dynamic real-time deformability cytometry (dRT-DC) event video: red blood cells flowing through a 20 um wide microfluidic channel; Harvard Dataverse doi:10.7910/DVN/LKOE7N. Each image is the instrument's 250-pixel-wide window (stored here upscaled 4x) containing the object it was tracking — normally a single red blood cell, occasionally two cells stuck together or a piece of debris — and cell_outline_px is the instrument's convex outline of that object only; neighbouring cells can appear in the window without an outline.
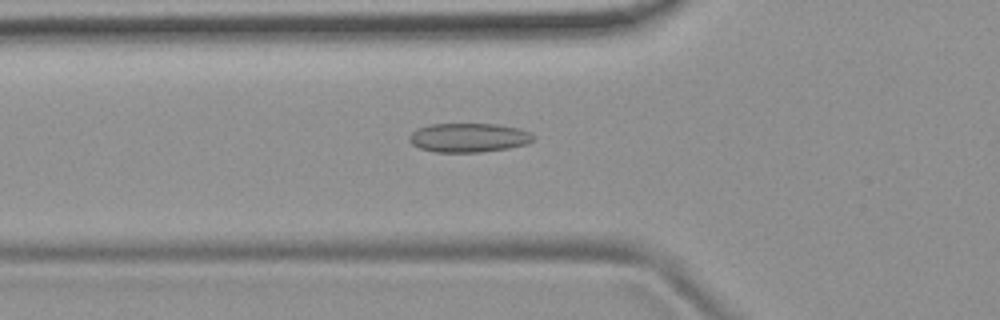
{"species": "common noctule bat (a hibernating species)", "species_latin": "Nyctalus noctula", "temperature_condition": "room temperature", "stored_images_in_passage": 53, "camera_frame_rate_fps": 3000, "um_per_image_px": 0.085, "animal": {"sex": "female", "body_mass_g": 19.9}, "frame": {"image": 1, "passage_image": 18, "time_ms": 5.667, "image_size_px": [1000, 320], "cell_outline_px": [[536, 136], [528, 144], [508, 148], [480, 152], [436, 152], [420, 148], [412, 144], [408, 140], [408, 136], [416, 128], [428, 124], [496, 124], [520, 128]], "centroid_in_image_um": [39.82, 11.69], "position_along_channel_um": 86.0, "area_um2": 21.15}}
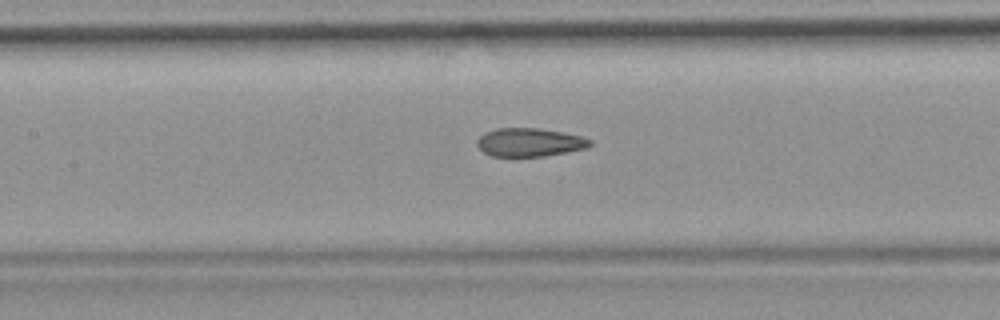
{"frame": {"image": 2, "passage_image": 24, "time_ms": 7.667, "image_size_px": [1000, 320], "cell_outline_px": [[592, 144], [588, 148], [544, 156], [492, 156], [484, 152], [476, 144], [476, 140], [484, 132], [496, 128], [536, 128], [564, 132], [580, 136], [592, 140]], "centroid_in_image_um": [45.01, 12.09], "position_along_channel_um": 162.4, "area_um2": 18.73}}
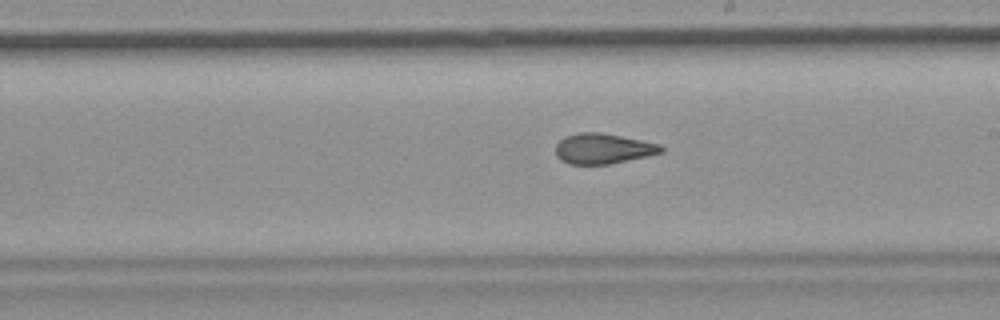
{"frame": {"image": 3, "passage_image": 30, "time_ms": 9.667, "image_size_px": [1000, 320], "cell_outline_px": [[664, 152], [648, 156], [608, 164], [568, 164], [560, 160], [556, 156], [556, 144], [564, 136], [576, 132], [600, 132], [660, 144], [664, 148]], "centroid_in_image_um": [51.23, 12.63], "position_along_channel_um": 237.8, "area_um2": 18.73}, "authors_computed_cell_mechanics": {"area_um2": 19.652, "velocity_mm_per_s": 3.7905, "shape_relaxation_time_tau1_ms": null, "shape_relaxation_time_tau2_ms": 1.8782, "deformation_change_tau1": null, "deformation_change_tau2": 0.0967}}